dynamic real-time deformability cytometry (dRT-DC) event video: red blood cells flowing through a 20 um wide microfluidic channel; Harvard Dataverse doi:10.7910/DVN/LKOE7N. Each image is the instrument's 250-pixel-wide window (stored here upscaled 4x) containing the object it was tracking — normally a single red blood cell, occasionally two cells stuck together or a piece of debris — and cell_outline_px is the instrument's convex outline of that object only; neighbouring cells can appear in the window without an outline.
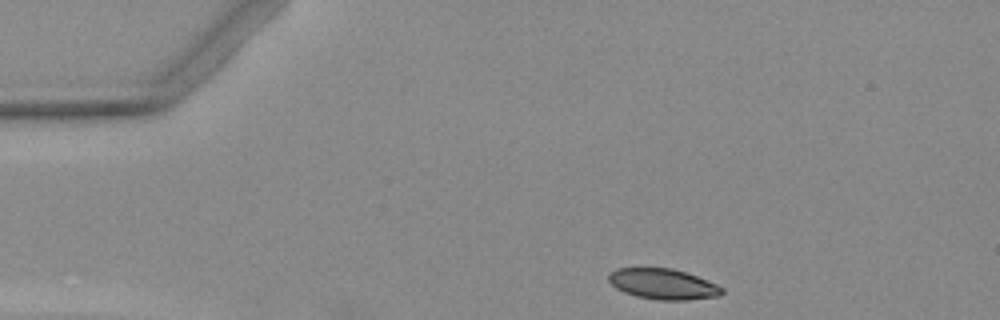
{"species": "Egyptian fruit bat (a non-hibernating species)", "species_latin": "Rousettus aegyptiacus", "temperature_condition": "warm", "stored_images_in_passage": 3, "camera_frame_rate_fps": 3000, "um_per_image_px": 0.085, "animal": {"sex": "female"}, "frame": {"image": 1, "passage_image": 1, "time_ms": 0.0, "image_size_px": [1000, 320], "cell_outline_px": [[724, 292], [720, 296], [688, 300], [660, 300], [636, 296], [624, 292], [616, 288], [608, 280], [608, 272], [616, 268], [672, 268], [696, 276], [716, 284], [724, 288]], "centroid_in_image_um": [56.35, 24.14], "position_along_channel_um": 28.7, "area_um2": 20.23}}
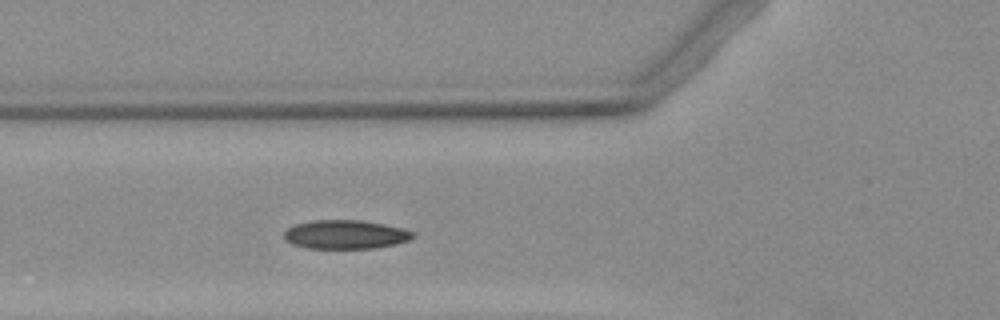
{"frame": {"image": 2, "passage_image": 3, "time_ms": 3.333, "image_size_px": [1000, 320], "cell_outline_px": [[416, 236], [408, 240], [396, 244], [376, 248], [308, 248], [292, 244], [284, 240], [284, 232], [288, 228], [296, 224], [312, 220], [360, 220], [384, 224], [404, 228], [412, 232]], "centroid_in_image_um": [29.36, 19.93], "position_along_channel_um": 96.4, "area_um2": 21.68}}